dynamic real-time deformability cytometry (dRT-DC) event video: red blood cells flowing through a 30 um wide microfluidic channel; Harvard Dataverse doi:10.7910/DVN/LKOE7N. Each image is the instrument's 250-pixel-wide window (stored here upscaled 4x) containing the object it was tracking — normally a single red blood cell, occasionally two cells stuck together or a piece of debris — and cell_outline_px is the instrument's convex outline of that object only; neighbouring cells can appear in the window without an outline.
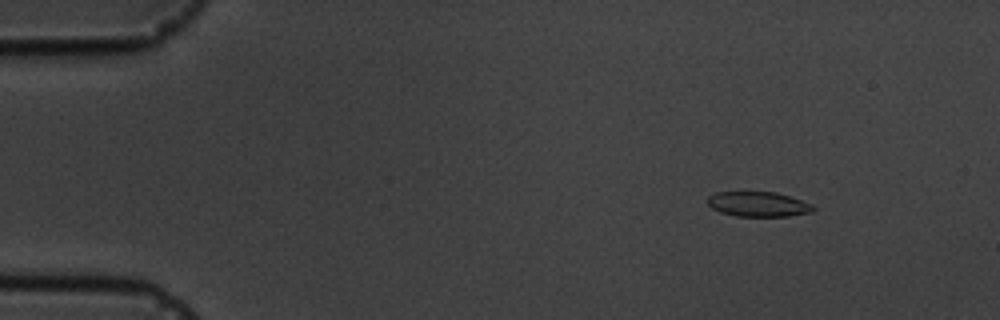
{"species": "common noctule bat (a hibernating species)", "species_latin": "Nyctalus noctula", "temperature_condition": "cold", "stored_images_in_passage": 4, "camera_frame_rate_fps": 3000, "um_per_image_px": 0.085, "animal": {"sex": "male", "body_mass_g": 19.5, "forearm_length_mm": 54.6}, "frame": {"image": 1, "passage_image": 2, "time_ms": 1.0, "image_size_px": [1000, 320], "cell_outline_px": [[816, 208], [812, 212], [788, 216], [736, 216], [720, 212], [712, 208], [708, 204], [708, 196], [716, 192], [776, 192], [812, 204]], "centroid_in_image_um": [64.44, 17.36], "position_along_channel_um": 20.6, "area_um2": 15.26}}
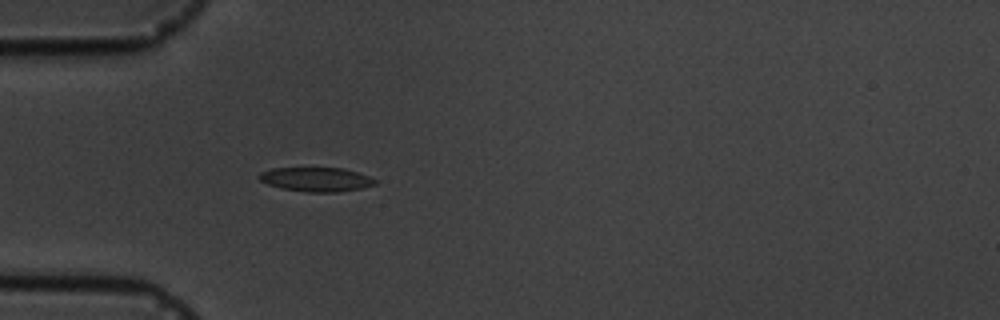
{"frame": {"image": 2, "passage_image": 4, "time_ms": 4.333, "image_size_px": [1000, 320], "cell_outline_px": [[376, 184], [360, 188], [336, 192], [308, 192], [284, 188], [268, 184], [260, 180], [256, 176], [260, 172], [272, 168], [344, 168], [368, 176], [376, 180]], "centroid_in_image_um": [26.85, 15.24], "position_along_channel_um": 58.2, "area_um2": 16.13}}